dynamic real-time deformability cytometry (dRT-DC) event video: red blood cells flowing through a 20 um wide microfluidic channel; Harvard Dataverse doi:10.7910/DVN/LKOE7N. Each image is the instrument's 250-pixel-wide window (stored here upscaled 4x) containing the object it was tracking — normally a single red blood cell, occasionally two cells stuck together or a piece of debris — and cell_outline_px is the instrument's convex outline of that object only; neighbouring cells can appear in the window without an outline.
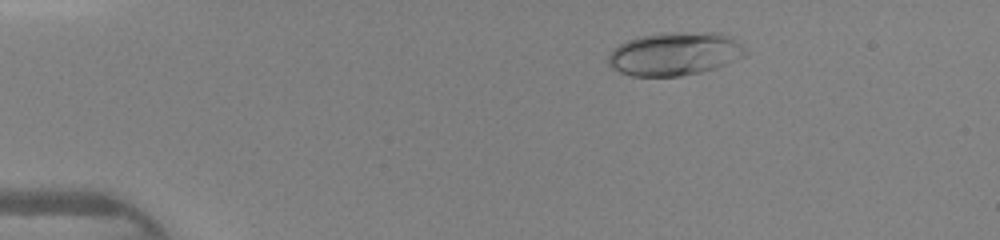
{"species": "human", "species_latin": "Homo sapiens", "temperature_condition": "warm", "stored_images_in_passage": 38, "camera_frame_rate_fps": 3000, "um_per_image_px": 0.085, "donor": {"sex": "female"}, "frame": {"image": 1, "passage_image": 1, "time_ms": 0.0, "image_size_px": [1000, 240], "cell_outline_px": [[748, 52], [744, 56], [716, 68], [700, 72], [680, 76], [632, 76], [620, 72], [612, 68], [608, 64], [608, 56], [620, 44], [628, 40], [640, 36], [660, 32], [720, 32], [728, 36], [740, 44]], "centroid_in_image_um": [57.35, 4.57], "position_along_channel_um": 27.6, "area_um2": 34.56}}
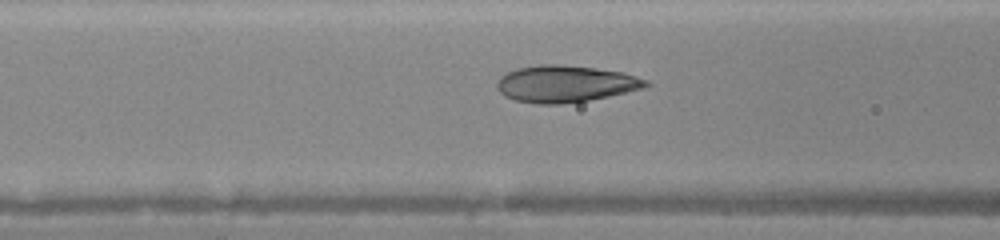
{"frame": {"image": 2, "passage_image": 12, "time_ms": 3.667, "image_size_px": [1000, 240], "cell_outline_px": [[652, 84], [640, 88], [608, 96], [588, 100], [560, 104], [540, 104], [516, 100], [504, 96], [496, 88], [496, 84], [500, 76], [516, 68], [540, 64], [556, 64], [596, 68], [624, 72], [648, 80]], "centroid_in_image_um": [48.03, 7.11], "position_along_channel_um": 118.6, "area_um2": 31.79}}
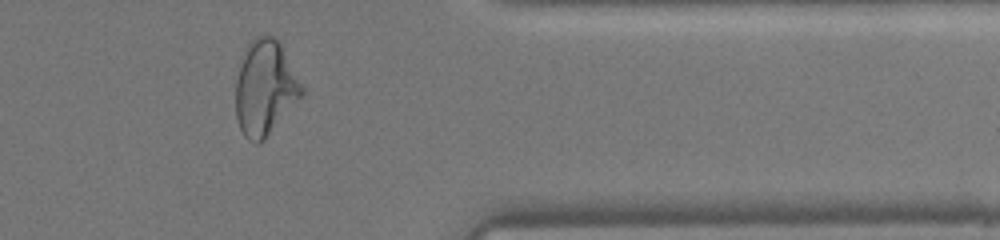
{"frame": {"image": 3, "passage_image": 31, "time_ms": 10.0, "image_size_px": [1000, 240], "cell_outline_px": [[304, 92], [264, 140], [260, 144], [256, 144], [248, 140], [244, 136], [240, 128], [236, 116], [236, 80], [244, 52], [248, 44], [256, 36], [276, 36], [304, 88]], "centroid_in_image_um": [22.51, 7.48], "position_along_channel_um": 388.9, "area_um2": 36.07}}